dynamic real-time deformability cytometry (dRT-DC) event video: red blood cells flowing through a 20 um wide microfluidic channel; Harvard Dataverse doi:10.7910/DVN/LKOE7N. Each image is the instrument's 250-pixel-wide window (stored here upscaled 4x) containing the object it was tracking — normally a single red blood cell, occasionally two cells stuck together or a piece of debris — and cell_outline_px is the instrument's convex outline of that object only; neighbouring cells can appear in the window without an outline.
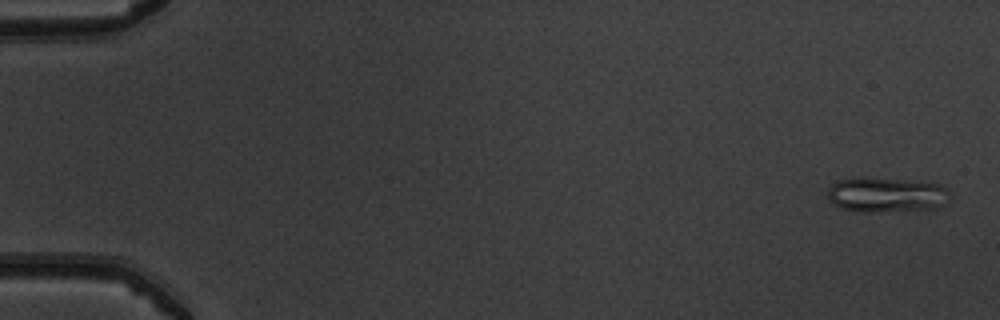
{"species": "common noctule bat (a hibernating species)", "species_latin": "Nyctalus noctula", "temperature_condition": "warm", "stored_images_in_passage": 51, "camera_frame_rate_fps": 3000, "um_per_image_px": 0.085, "animal": {"sex": "male", "body_mass_g": 19.5, "forearm_length_mm": 54.6}, "frame": {"image": 1, "passage_image": 2, "time_ms": 0.333, "image_size_px": [1000, 320], "cell_outline_px": [[948, 192], [944, 204], [940, 208], [872, 212], [860, 212], [840, 208], [828, 196], [828, 188], [836, 180], [900, 180], [940, 184]], "centroid_in_image_um": [75.35, 16.6], "position_along_channel_um": 9.7, "area_um2": 23.76}}
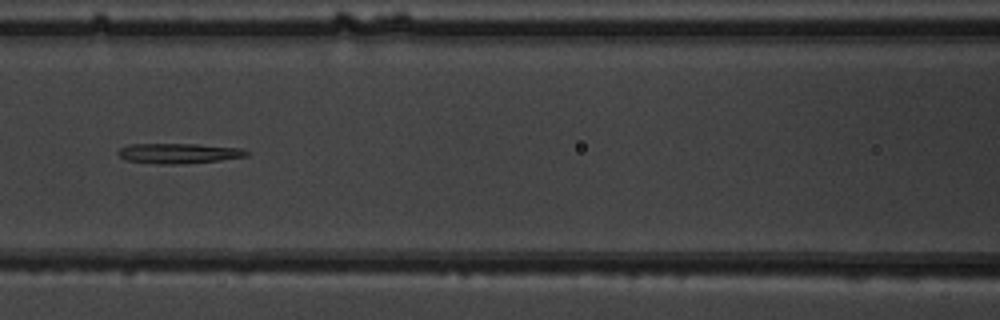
{"frame": {"image": 2, "passage_image": 24, "time_ms": 7.667, "image_size_px": [1000, 320], "cell_outline_px": [[252, 152], [248, 156], [220, 160], [180, 164], [160, 164], [128, 160], [120, 156], [116, 152], [120, 148], [128, 144], [196, 144], [240, 148]], "centroid_in_image_um": [15.22, 13.03], "position_along_channel_um": 151.4, "area_um2": 15.03}}
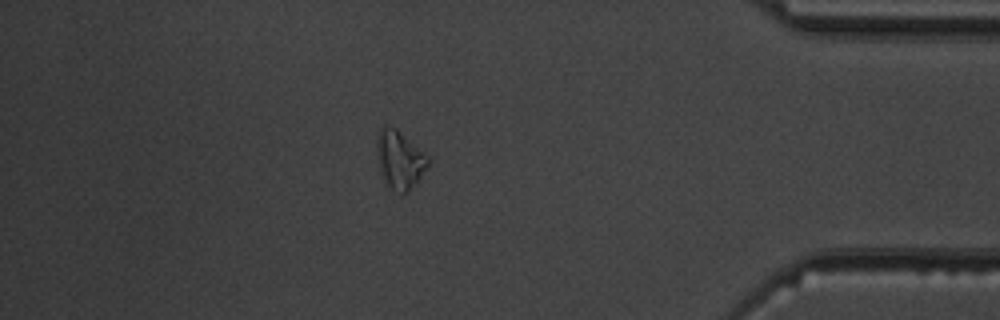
{"frame": {"image": 3, "passage_image": 45, "time_ms": 14.667, "image_size_px": [1000, 320], "cell_outline_px": [[432, 156], [428, 164], [420, 176], [404, 192], [392, 188], [384, 180], [380, 172], [376, 144], [376, 140], [380, 128], [384, 124], [396, 128]], "centroid_in_image_um": [33.98, 13.46], "position_along_channel_um": 401.2, "area_um2": 17.11}}